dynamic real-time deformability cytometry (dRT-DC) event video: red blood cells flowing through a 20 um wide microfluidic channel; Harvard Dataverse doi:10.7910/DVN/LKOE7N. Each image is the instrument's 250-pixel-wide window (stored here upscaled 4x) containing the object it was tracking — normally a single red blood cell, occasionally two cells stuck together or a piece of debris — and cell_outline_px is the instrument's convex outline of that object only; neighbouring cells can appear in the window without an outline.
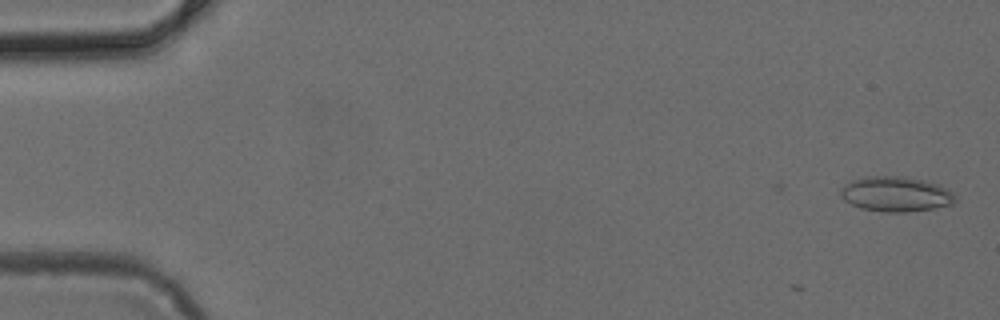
{"species": "common noctule bat (a hibernating species)", "species_latin": "Nyctalus noctula", "temperature_condition": "cold", "stored_images_in_passage": 7, "camera_frame_rate_fps": 3000, "um_per_image_px": 0.085, "animal": {"sex": "female", "body_mass_g": 24.6, "forearm_length_mm": 56.2}, "frame": {"image": 1, "passage_image": 2, "time_ms": 0.333, "image_size_px": [1000, 320], "cell_outline_px": [[956, 200], [952, 204], [932, 208], [904, 212], [888, 212], [860, 208], [844, 200], [840, 196], [840, 192], [844, 184], [852, 180], [864, 176], [904, 176], [924, 180], [936, 184], [952, 192], [956, 196]], "centroid_in_image_um": [76.11, 16.48], "position_along_channel_um": 8.9, "area_um2": 23.29}}